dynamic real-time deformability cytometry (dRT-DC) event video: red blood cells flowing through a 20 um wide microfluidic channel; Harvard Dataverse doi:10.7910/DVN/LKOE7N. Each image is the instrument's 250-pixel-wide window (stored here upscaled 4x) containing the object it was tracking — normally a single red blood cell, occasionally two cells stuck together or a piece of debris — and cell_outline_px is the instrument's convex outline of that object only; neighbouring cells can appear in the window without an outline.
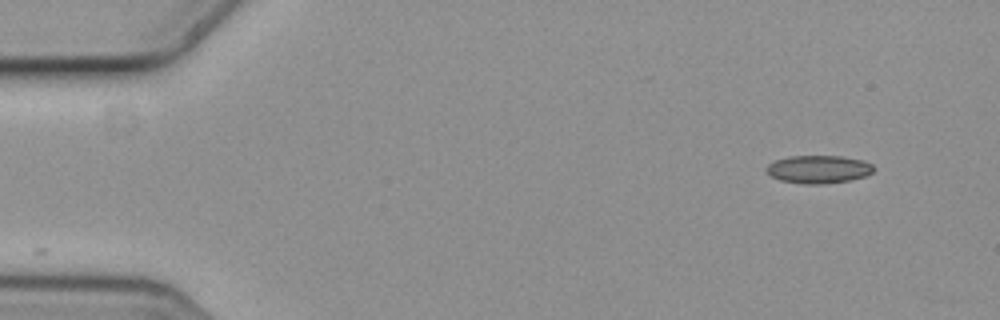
{"species": "common noctule bat (a hibernating species)", "species_latin": "Nyctalus noctula", "temperature_condition": "cold", "stored_images_in_passage": 4, "camera_frame_rate_fps": 3000, "um_per_image_px": 0.085, "animal": {"sex": "female", "body_mass_g": 19.3, "forearm_length_mm": 54.1}, "frame": {"image": 1, "passage_image": 1, "time_ms": 0.0, "image_size_px": [1000, 320], "cell_outline_px": [[876, 168], [872, 172], [864, 176], [848, 180], [820, 184], [804, 184], [780, 180], [764, 172], [764, 168], [768, 164], [776, 160], [788, 156], [840, 156], [864, 160], [872, 164]], "centroid_in_image_um": [69.55, 14.38], "position_along_channel_um": 15.5, "area_um2": 17.51}}
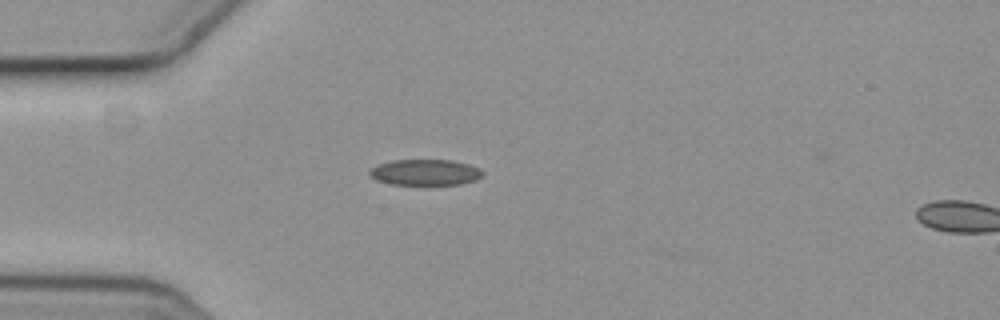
{"frame": {"image": 2, "passage_image": 4, "time_ms": 1.0, "image_size_px": [1000, 320], "cell_outline_px": [[484, 172], [476, 180], [460, 184], [392, 184], [376, 180], [368, 176], [368, 172], [376, 164], [392, 160], [452, 160], [468, 164], [480, 168]], "centroid_in_image_um": [36.11, 14.64], "position_along_channel_um": 48.9, "area_um2": 17.11}}